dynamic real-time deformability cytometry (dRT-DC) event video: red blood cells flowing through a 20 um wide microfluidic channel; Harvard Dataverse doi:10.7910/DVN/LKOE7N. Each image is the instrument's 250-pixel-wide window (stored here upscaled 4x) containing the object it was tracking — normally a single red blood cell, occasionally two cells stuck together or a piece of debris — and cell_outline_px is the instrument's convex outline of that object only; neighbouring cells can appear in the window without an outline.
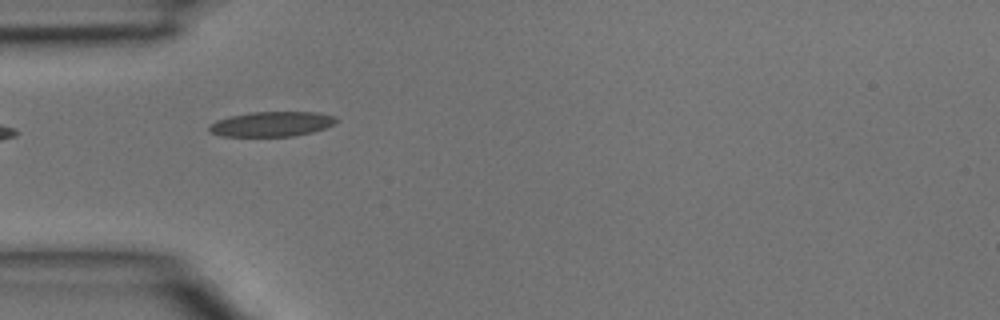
{"species": "common noctule bat (a hibernating species)", "species_latin": "Nyctalus noctula", "temperature_condition": "room temperature", "stored_images_in_passage": 4, "camera_frame_rate_fps": 3000, "um_per_image_px": 0.085, "animal": {"sex": "male", "body_mass_g": 15.6}, "frame": {"image": 1, "passage_image": 3, "time_ms": 0.667, "image_size_px": [1000, 320], "cell_outline_px": [[340, 120], [336, 124], [312, 132], [292, 136], [220, 136], [208, 132], [208, 124], [216, 120], [228, 116], [252, 112], [320, 112], [336, 116]], "centroid_in_image_um": [23.09, 10.53], "position_along_channel_um": 61.9, "area_um2": 18.79}}